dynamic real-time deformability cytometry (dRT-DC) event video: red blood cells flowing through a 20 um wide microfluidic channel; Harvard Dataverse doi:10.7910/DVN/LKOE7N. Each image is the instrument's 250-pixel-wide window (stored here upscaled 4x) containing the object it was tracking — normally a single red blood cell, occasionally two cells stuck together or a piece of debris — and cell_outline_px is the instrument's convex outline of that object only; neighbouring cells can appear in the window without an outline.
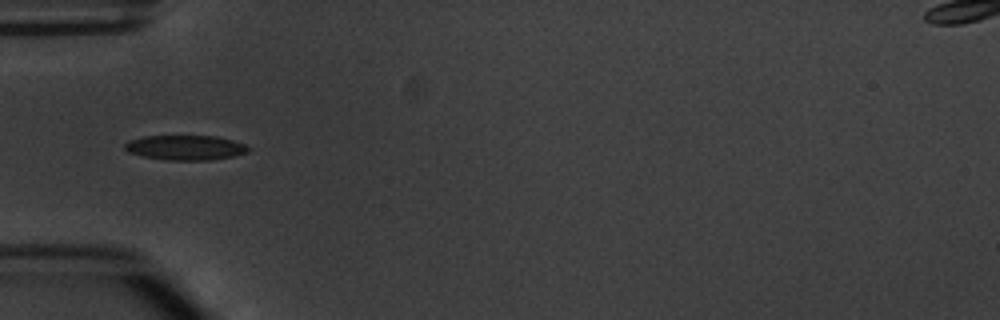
{"species": "common noctule bat (a hibernating species)", "species_latin": "Nyctalus noctula", "temperature_condition": "warm", "stored_images_in_passage": 4, "camera_frame_rate_fps": 3000, "um_per_image_px": 0.085, "animal": {"sex": "male", "body_mass_g": 20.1, "forearm_length_mm": 53.5}, "frame": {"image": 1, "passage_image": 4, "time_ms": 3.333, "image_size_px": [1000, 320], "cell_outline_px": [[252, 148], [248, 152], [232, 156], [208, 160], [168, 160], [144, 156], [128, 152], [124, 148], [124, 144], [128, 140], [144, 136], [216, 136], [232, 140], [244, 144]], "centroid_in_image_um": [15.76, 12.54], "position_along_channel_um": 69.2, "area_um2": 17.8}}